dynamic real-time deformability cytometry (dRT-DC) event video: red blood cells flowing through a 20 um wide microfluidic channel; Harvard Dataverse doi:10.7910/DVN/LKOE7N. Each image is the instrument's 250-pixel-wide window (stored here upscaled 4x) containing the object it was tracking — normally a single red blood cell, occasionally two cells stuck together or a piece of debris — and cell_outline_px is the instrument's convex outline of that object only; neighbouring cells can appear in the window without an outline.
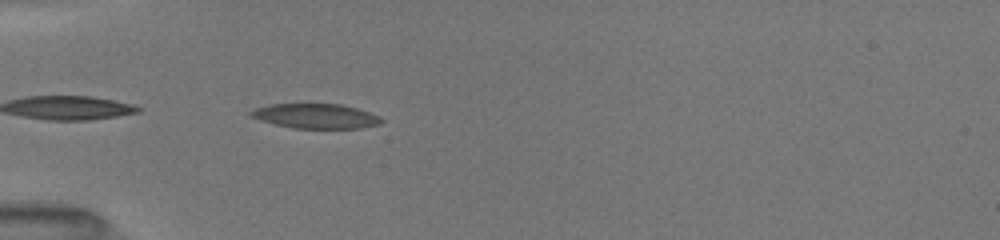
{"species": "common noctule bat (a hibernating species)", "species_latin": "Nyctalus noctula", "temperature_condition": "room temperature", "stored_images_in_passage": 23, "camera_frame_rate_fps": 3000, "um_per_image_px": 0.085, "animal": {"sex": "female", "body_mass_g": 19.5, "forearm_length_mm": 54.1}, "frame": {"image": 1, "passage_image": 1, "time_ms": 0.0, "image_size_px": [1000, 240], "cell_outline_px": [[384, 120], [380, 124], [360, 128], [296, 128], [276, 124], [248, 116], [248, 112], [256, 108], [268, 104], [340, 104], [356, 108], [380, 116]], "centroid_in_image_um": [26.84, 9.86], "position_along_channel_um": 58.2, "area_um2": 18.67}}
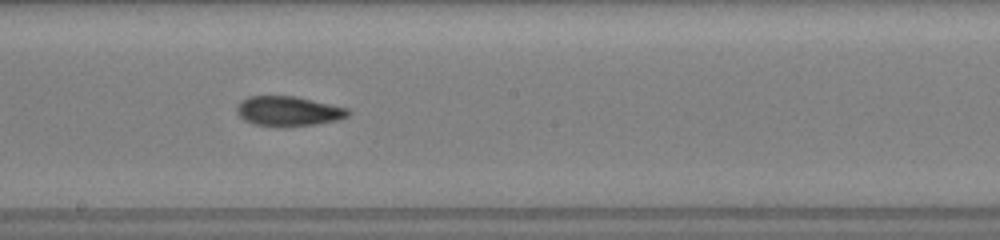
{"frame": {"image": 2, "passage_image": 14, "time_ms": 4.333, "image_size_px": [1000, 240], "cell_outline_px": [[352, 112], [348, 116], [336, 120], [316, 124], [284, 128], [252, 124], [244, 120], [236, 112], [236, 108], [240, 100], [248, 96], [296, 96], [348, 108]], "centroid_in_image_um": [24.49, 9.46], "position_along_channel_um": 223.7, "area_um2": 19.71}}